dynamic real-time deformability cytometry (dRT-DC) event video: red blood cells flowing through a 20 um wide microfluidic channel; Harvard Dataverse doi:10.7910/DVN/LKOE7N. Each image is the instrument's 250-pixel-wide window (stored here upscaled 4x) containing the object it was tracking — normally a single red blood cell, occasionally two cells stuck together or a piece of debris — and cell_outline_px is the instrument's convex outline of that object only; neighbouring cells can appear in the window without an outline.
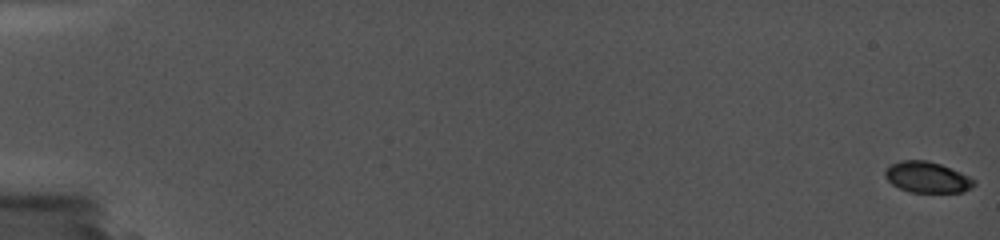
{"species": "common noctule bat (a hibernating species)", "species_latin": "Nyctalus noctula", "temperature_condition": "cold", "stored_images_in_passage": 46, "camera_frame_rate_fps": 5000, "um_per_image_px": 0.085, "animal": {"sex": "female", "body_mass_g": 19.0, "forearm_length_mm": 56.7}, "frame": {"image": 1, "passage_image": 1, "time_ms": 0.0, "image_size_px": [1000, 240], "cell_outline_px": [[976, 184], [972, 188], [964, 192], [908, 192], [892, 184], [884, 176], [884, 172], [892, 164], [900, 160], [928, 160], [940, 164], [960, 172], [976, 180]], "centroid_in_image_um": [78.83, 15.07], "position_along_channel_um": 6.2, "area_um2": 16.07}}
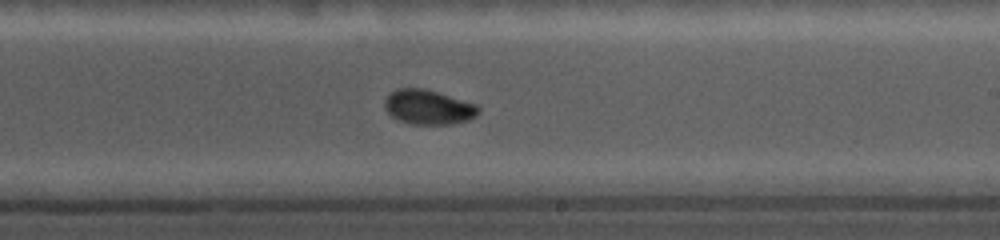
{"frame": {"image": 2, "passage_image": 29, "time_ms": 12.0, "image_size_px": [1000, 240], "cell_outline_px": [[480, 112], [476, 116], [468, 120], [452, 124], [408, 124], [392, 116], [384, 108], [384, 100], [396, 88], [424, 88], [476, 104], [480, 108]], "centroid_in_image_um": [36.41, 9.11], "position_along_channel_um": 252.6, "area_um2": 18.9}}
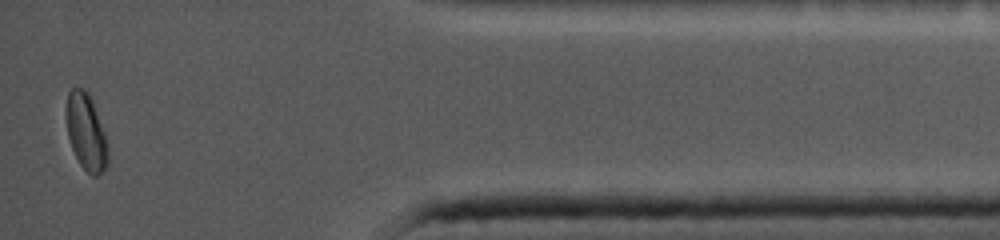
{"frame": {"image": 3, "passage_image": 45, "time_ms": 17.4, "image_size_px": [1000, 240], "cell_outline_px": [[108, 164], [96, 176], [92, 176], [80, 164], [72, 148], [68, 136], [64, 112], [64, 108], [68, 92], [72, 88], [84, 88], [88, 92], [92, 100], [104, 132], [108, 148]], "centroid_in_image_um": [7.29, 11.17], "position_along_channel_um": 427.9, "area_um2": 18.67}}